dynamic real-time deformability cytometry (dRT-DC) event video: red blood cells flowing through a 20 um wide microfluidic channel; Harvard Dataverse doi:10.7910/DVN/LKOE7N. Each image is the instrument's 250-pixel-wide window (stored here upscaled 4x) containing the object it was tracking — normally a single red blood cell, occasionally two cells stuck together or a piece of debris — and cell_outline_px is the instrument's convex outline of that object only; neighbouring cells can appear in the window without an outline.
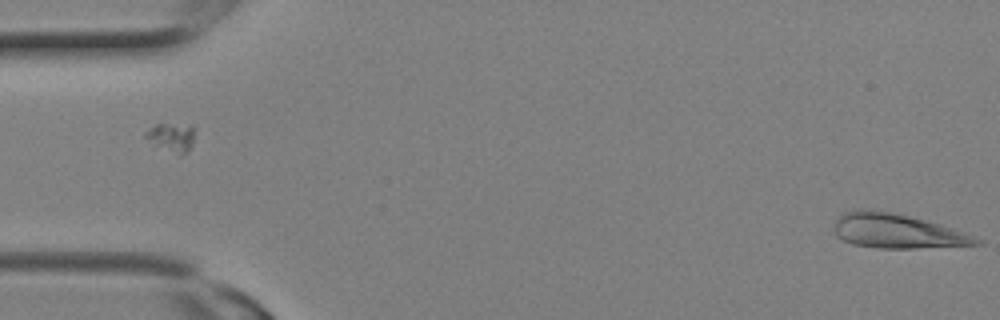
{"species": "Egyptian fruit bat (a non-hibernating species)", "species_latin": "Rousettus aegyptiacus", "temperature_condition": "room temperature", "stored_images_in_passage": 5, "camera_frame_rate_fps": 3000, "um_per_image_px": 0.085, "animal": {"sex": "female"}, "frame": {"image": 1, "passage_image": 5, "time_ms": 1.333, "image_size_px": [1000, 320], "cell_outline_px": [[984, 244], [916, 248], [876, 248], [852, 244], [836, 236], [832, 228], [836, 216], [840, 212], [852, 208], [872, 208], [892, 212], [940, 224], [952, 228], [984, 240]], "centroid_in_image_um": [76.15, 19.61], "position_along_channel_um": 8.9, "area_um2": 29.13}}